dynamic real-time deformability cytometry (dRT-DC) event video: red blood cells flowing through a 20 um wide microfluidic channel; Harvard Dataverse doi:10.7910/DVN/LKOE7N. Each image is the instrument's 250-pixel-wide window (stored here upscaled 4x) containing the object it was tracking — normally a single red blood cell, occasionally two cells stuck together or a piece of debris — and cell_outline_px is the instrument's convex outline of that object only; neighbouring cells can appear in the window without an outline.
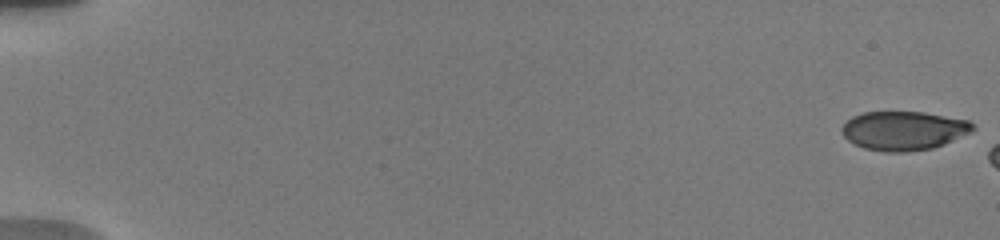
{"species": "human", "species_latin": "Homo sapiens", "temperature_condition": "warm", "stored_images_in_passage": 8, "camera_frame_rate_fps": 3000, "um_per_image_px": 0.085, "donor": {"sex": "male"}, "frame": {"image": 1, "passage_image": 1, "time_ms": 0.0, "image_size_px": [1000, 240], "cell_outline_px": [[976, 128], [972, 132], [944, 144], [932, 148], [904, 152], [884, 152], [864, 148], [848, 140], [840, 132], [840, 128], [852, 116], [864, 112], [924, 112], [968, 120]], "centroid_in_image_um": [76.81, 11.1], "position_along_channel_um": 8.2, "area_um2": 29.77}}